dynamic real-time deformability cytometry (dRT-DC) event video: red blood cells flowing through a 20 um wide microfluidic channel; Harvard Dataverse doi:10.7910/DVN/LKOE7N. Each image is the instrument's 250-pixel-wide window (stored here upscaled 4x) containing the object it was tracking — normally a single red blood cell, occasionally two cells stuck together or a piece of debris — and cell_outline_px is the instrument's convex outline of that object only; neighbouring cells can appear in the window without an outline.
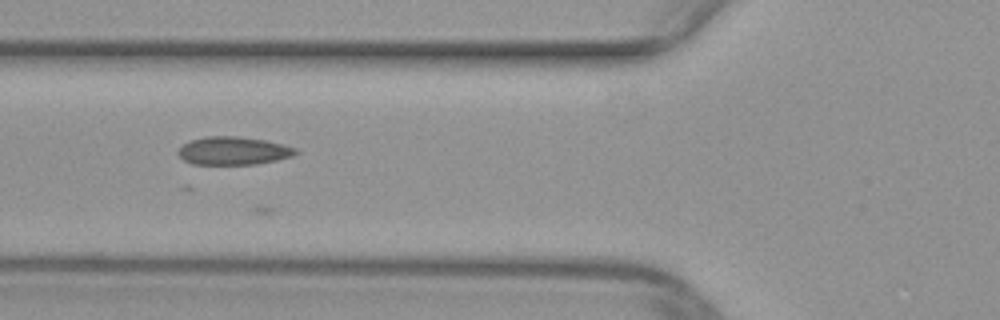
{"species": "common noctule bat (a hibernating species)", "species_latin": "Nyctalus noctula", "temperature_condition": "warm", "stored_images_in_passage": 12, "camera_frame_rate_fps": 3000, "um_per_image_px": 0.085, "animal": {"sex": "female", "body_mass_g": 29.2, "forearm_length_mm": 56.3}, "frame": {"image": 1, "passage_image": 6, "time_ms": 1.667, "image_size_px": [1000, 320], "cell_outline_px": [[300, 152], [292, 156], [276, 160], [256, 164], [192, 164], [184, 160], [176, 152], [184, 144], [192, 140], [204, 136], [236, 136], [264, 140], [284, 144], [296, 148]], "centroid_in_image_um": [19.85, 12.81], "position_along_channel_um": 105.9, "area_um2": 19.19}}
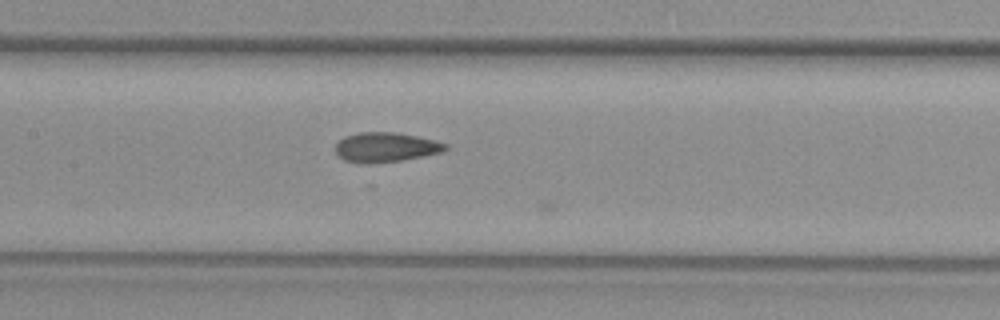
{"frame": {"image": 2, "passage_image": 11, "time_ms": 3.333, "image_size_px": [1000, 320], "cell_outline_px": [[448, 148], [444, 152], [400, 160], [344, 160], [336, 152], [336, 144], [344, 136], [360, 132], [396, 132], [436, 140], [448, 144]], "centroid_in_image_um": [32.87, 12.45], "position_along_channel_um": 174.5, "area_um2": 18.15}}